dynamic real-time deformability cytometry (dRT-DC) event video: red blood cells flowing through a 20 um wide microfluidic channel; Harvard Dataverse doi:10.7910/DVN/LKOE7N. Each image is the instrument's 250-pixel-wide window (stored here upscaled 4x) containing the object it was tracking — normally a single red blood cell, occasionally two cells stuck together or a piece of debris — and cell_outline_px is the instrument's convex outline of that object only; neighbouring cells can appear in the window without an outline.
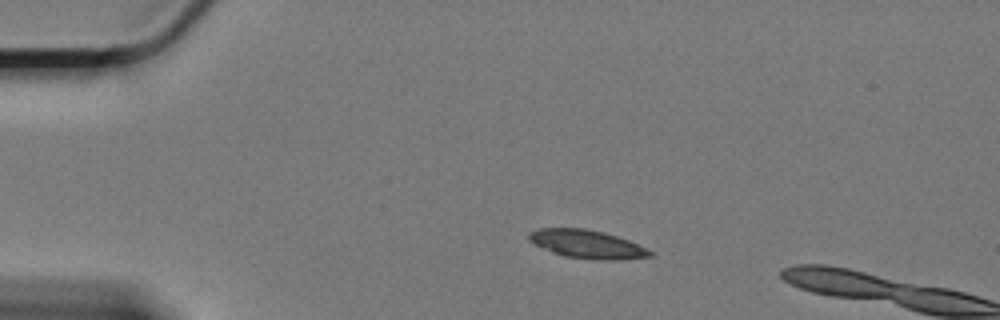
{"species": "Egyptian fruit bat (a non-hibernating species)", "species_latin": "Rousettus aegyptiacus", "temperature_condition": "cold", "stored_images_in_passage": 5, "camera_frame_rate_fps": 3000, "um_per_image_px": 0.085, "animal": {"sex": "female"}, "frame": {"image": 1, "passage_image": 1, "time_ms": 0.0, "image_size_px": [1000, 320], "cell_outline_px": [[652, 256], [624, 260], [596, 260], [564, 256], [552, 252], [528, 240], [528, 232], [540, 228], [584, 228], [604, 232], [628, 240], [652, 252]], "centroid_in_image_um": [49.88, 20.76], "position_along_channel_um": 35.1, "area_um2": 19.88}}